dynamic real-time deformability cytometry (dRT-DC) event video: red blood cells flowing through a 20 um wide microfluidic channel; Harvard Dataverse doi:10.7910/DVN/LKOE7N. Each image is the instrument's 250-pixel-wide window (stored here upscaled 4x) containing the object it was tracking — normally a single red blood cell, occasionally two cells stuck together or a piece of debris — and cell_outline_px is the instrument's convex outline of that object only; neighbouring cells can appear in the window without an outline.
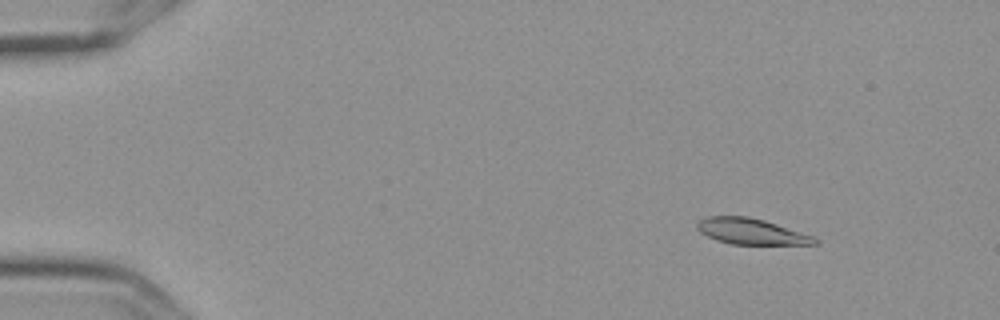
{"species": "Egyptian fruit bat (a non-hibernating species)", "species_latin": "Rousettus aegyptiacus", "temperature_condition": "cold", "stored_images_in_passage": 7, "camera_frame_rate_fps": 3000, "um_per_image_px": 0.085, "frame": {"image": 1, "passage_image": 2, "time_ms": 0.333, "image_size_px": [1000, 320], "cell_outline_px": [[820, 244], [732, 244], [716, 240], [700, 232], [696, 228], [696, 224], [700, 220], [708, 216], [748, 216], [764, 220], [812, 236], [820, 240]], "centroid_in_image_um": [63.83, 19.67], "position_along_channel_um": 21.2, "area_um2": 17.57}}
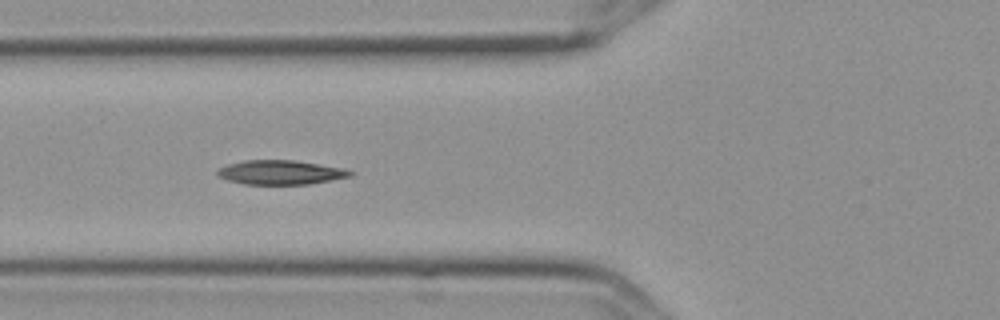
{"frame": {"image": 2, "passage_image": 6, "time_ms": 1.667, "image_size_px": [1000, 320], "cell_outline_px": [[352, 176], [308, 184], [244, 184], [228, 180], [216, 176], [216, 168], [228, 164], [244, 160], [292, 160], [340, 168], [352, 172]], "centroid_in_image_um": [23.73, 14.65], "position_along_channel_um": 102.1, "area_um2": 18.55}}
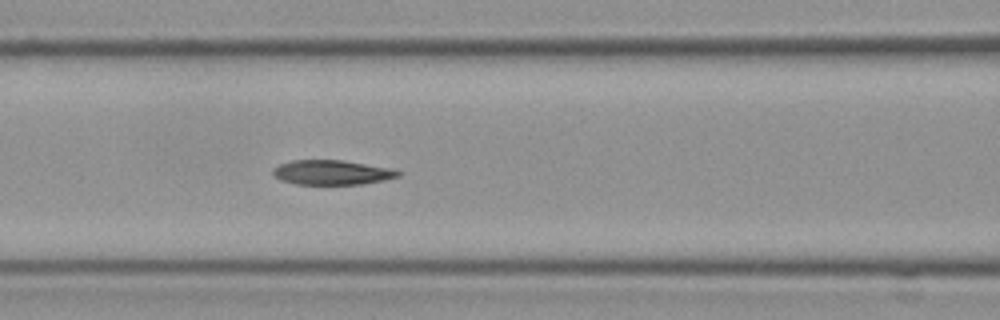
{"frame": {"image": 3, "passage_image": 7, "time_ms": 2.0, "image_size_px": [1000, 320], "cell_outline_px": [[404, 172], [400, 176], [384, 180], [360, 184], [296, 184], [280, 180], [272, 176], [272, 168], [280, 164], [292, 160], [340, 160], [388, 168]], "centroid_in_image_um": [28.16, 14.66], "position_along_channel_um": 138.4, "area_um2": 17.92}}